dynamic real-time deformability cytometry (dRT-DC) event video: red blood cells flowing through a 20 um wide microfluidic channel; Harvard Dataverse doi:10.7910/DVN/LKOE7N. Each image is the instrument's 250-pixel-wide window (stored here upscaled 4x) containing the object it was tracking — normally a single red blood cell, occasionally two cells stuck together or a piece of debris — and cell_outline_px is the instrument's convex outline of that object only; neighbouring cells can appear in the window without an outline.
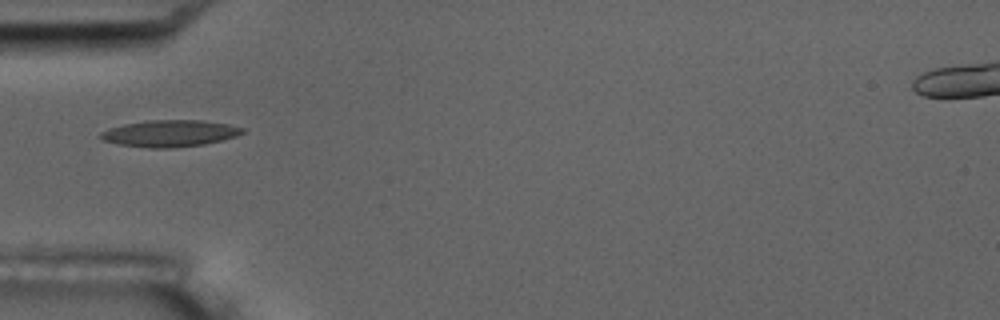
{"species": "common noctule bat (a hibernating species)", "species_latin": "Nyctalus noctula", "temperature_condition": "room temperature", "stored_images_in_passage": 11, "camera_frame_rate_fps": 3000, "um_per_image_px": 0.085, "animal": {"sex": "male", "body_mass_g": 17.5, "forearm_length_mm": 52.3}, "frame": {"image": 1, "passage_image": 1, "time_ms": 0.0, "image_size_px": [1000, 320], "cell_outline_px": [[244, 132], [236, 136], [204, 144], [172, 148], [148, 148], [120, 144], [104, 140], [96, 136], [100, 132], [108, 128], [124, 124], [148, 120], [204, 120], [228, 124], [244, 128]], "centroid_in_image_um": [14.4, 11.33], "position_along_channel_um": 70.6, "area_um2": 22.08}}
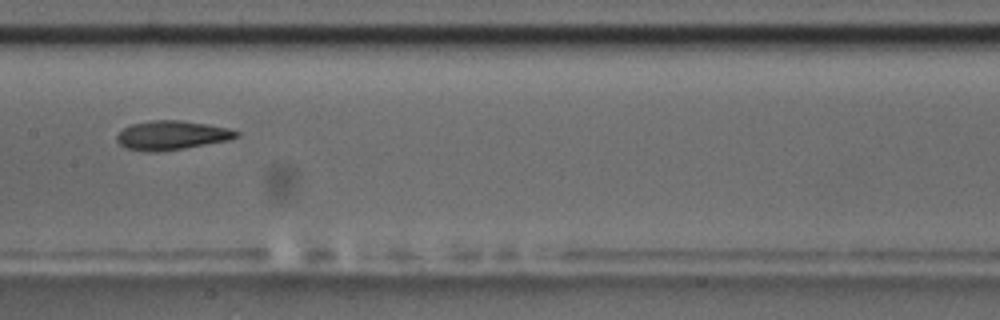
{"frame": {"image": 2, "passage_image": 4, "time_ms": 3.333, "image_size_px": [1000, 320], "cell_outline_px": [[240, 136], [228, 140], [184, 148], [156, 152], [148, 152], [128, 148], [120, 144], [116, 140], [116, 136], [124, 128], [132, 124], [152, 120], [180, 120], [208, 124], [228, 128], [240, 132]], "centroid_in_image_um": [14.61, 11.49], "position_along_channel_um": 192.8, "area_um2": 20.11}, "authors_computed_cell_mechanics": {"area_um2": 20.1144, "velocity_mm_per_s": 3.664, "shape_relaxation_time_tau1_ms": 3.8141, "shape_relaxation_time_tau2_ms": null, "deformation_change_tau1": 0.1567, "deformation_change_tau2": null}}